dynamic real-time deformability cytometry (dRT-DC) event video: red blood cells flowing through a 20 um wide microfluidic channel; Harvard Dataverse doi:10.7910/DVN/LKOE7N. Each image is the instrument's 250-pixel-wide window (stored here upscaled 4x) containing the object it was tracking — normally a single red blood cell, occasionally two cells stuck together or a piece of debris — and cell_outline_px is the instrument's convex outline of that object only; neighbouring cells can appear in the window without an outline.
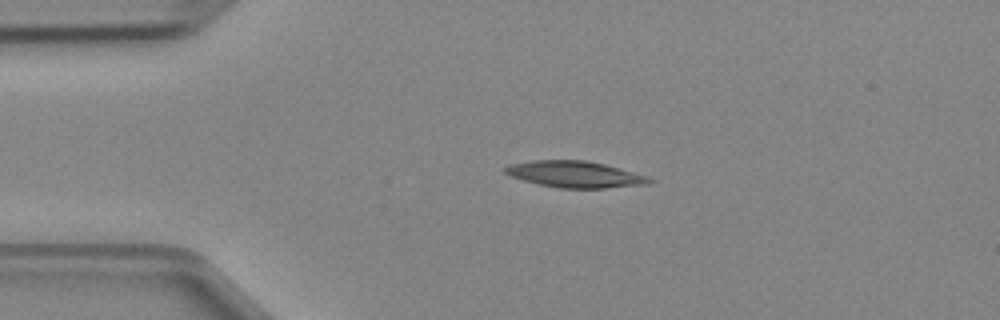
{"species": "Egyptian fruit bat (a non-hibernating species)", "species_latin": "Rousettus aegyptiacus", "temperature_condition": "cold", "stored_images_in_passage": 2, "camera_frame_rate_fps": 3000, "um_per_image_px": 0.085, "animal": {"sex": "female"}, "frame": {"image": 1, "passage_image": 1, "time_ms": 0.0, "image_size_px": [1000, 320], "cell_outline_px": [[656, 180], [648, 184], [604, 188], [560, 188], [540, 184], [524, 180], [512, 176], [504, 172], [504, 168], [512, 164], [532, 160], [584, 160], [604, 164], [648, 176]], "centroid_in_image_um": [48.91, 14.82], "position_along_channel_um": 36.1, "area_um2": 21.96}}